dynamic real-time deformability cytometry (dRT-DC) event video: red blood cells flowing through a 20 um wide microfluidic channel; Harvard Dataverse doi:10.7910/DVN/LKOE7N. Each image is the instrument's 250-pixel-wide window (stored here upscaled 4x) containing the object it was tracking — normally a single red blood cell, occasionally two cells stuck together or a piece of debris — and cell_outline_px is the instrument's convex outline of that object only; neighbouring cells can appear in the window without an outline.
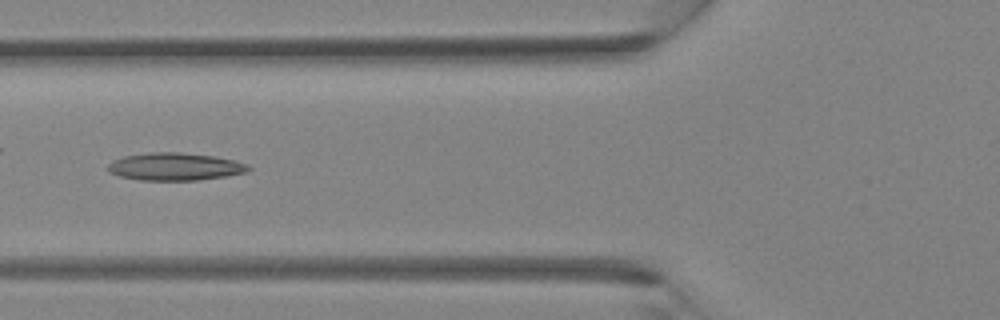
{"species": "Egyptian fruit bat (a non-hibernating species)", "species_latin": "Rousettus aegyptiacus", "temperature_condition": "room temperature", "stored_images_in_passage": 5, "camera_frame_rate_fps": 3000, "um_per_image_px": 0.085, "animal": {"sex": "female"}, "frame": {"image": 1, "passage_image": 5, "time_ms": 4.333, "image_size_px": [1000, 320], "cell_outline_px": [[252, 168], [244, 172], [224, 176], [196, 180], [140, 180], [120, 176], [108, 172], [108, 164], [112, 160], [124, 156], [148, 152], [176, 152], [212, 156], [236, 160], [248, 164]], "centroid_in_image_um": [14.84, 14.16], "position_along_channel_um": 111.0, "area_um2": 22.48}}